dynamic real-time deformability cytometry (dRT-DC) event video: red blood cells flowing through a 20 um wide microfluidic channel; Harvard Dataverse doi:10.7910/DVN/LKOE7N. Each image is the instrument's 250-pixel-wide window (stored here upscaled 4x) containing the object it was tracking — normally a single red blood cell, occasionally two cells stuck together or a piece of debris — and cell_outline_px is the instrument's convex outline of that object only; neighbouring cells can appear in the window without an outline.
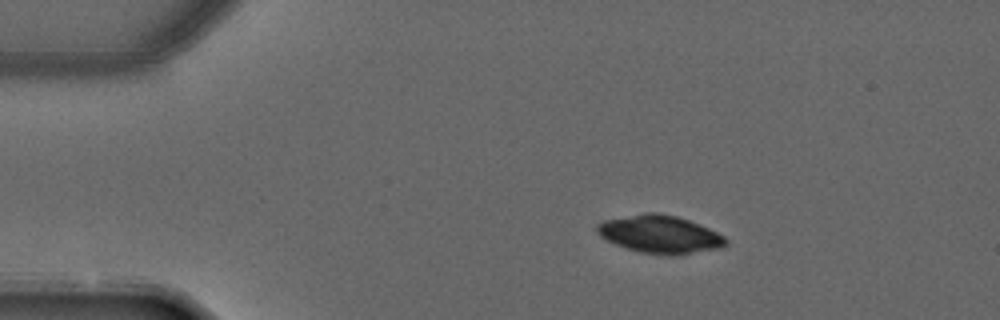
{"species": "common noctule bat (a hibernating species)", "species_latin": "Nyctalus noctula", "temperature_condition": "warm", "stored_images_in_passage": 6, "camera_frame_rate_fps": 3000, "um_per_image_px": 0.085, "animal": {"sex": "male", "forearm_length_mm": 52.5}, "frame": {"image": 1, "passage_image": 3, "time_ms": 0.667, "image_size_px": [1000, 320], "cell_outline_px": [[728, 244], [724, 248], [676, 256], [668, 256], [640, 252], [616, 244], [600, 236], [596, 232], [596, 224], [604, 220], [644, 212], [656, 212], [676, 216], [688, 220], [708, 228], [724, 236], [728, 240]], "centroid_in_image_um": [56.12, 19.93], "position_along_channel_um": 28.9, "area_um2": 28.67}}